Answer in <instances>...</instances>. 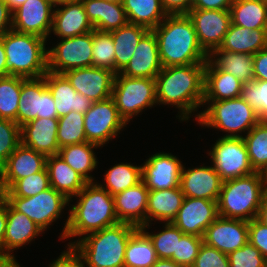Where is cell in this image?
Here are the masks:
<instances>
[{
  "instance_id": "1",
  "label": "cell",
  "mask_w": 267,
  "mask_h": 267,
  "mask_svg": "<svg viewBox=\"0 0 267 267\" xmlns=\"http://www.w3.org/2000/svg\"><path fill=\"white\" fill-rule=\"evenodd\" d=\"M205 65L163 67L155 78L157 105L175 106L179 110L176 118L182 122L193 115L197 121L204 99Z\"/></svg>"
},
{
  "instance_id": "2",
  "label": "cell",
  "mask_w": 267,
  "mask_h": 267,
  "mask_svg": "<svg viewBox=\"0 0 267 267\" xmlns=\"http://www.w3.org/2000/svg\"><path fill=\"white\" fill-rule=\"evenodd\" d=\"M74 197L76 203L69 204L68 216L59 236L61 241L72 238L66 246L74 244L73 238L80 240L87 234L119 223L113 196L97 181L88 182Z\"/></svg>"
},
{
  "instance_id": "3",
  "label": "cell",
  "mask_w": 267,
  "mask_h": 267,
  "mask_svg": "<svg viewBox=\"0 0 267 267\" xmlns=\"http://www.w3.org/2000/svg\"><path fill=\"white\" fill-rule=\"evenodd\" d=\"M153 32L162 67L207 62L208 55L199 45L193 22L187 14H168Z\"/></svg>"
},
{
  "instance_id": "4",
  "label": "cell",
  "mask_w": 267,
  "mask_h": 267,
  "mask_svg": "<svg viewBox=\"0 0 267 267\" xmlns=\"http://www.w3.org/2000/svg\"><path fill=\"white\" fill-rule=\"evenodd\" d=\"M135 225L119 222L74 240L72 247L86 267H124L125 250Z\"/></svg>"
},
{
  "instance_id": "5",
  "label": "cell",
  "mask_w": 267,
  "mask_h": 267,
  "mask_svg": "<svg viewBox=\"0 0 267 267\" xmlns=\"http://www.w3.org/2000/svg\"><path fill=\"white\" fill-rule=\"evenodd\" d=\"M266 192V179L258 171L224 181L217 201L218 215L246 221L255 219Z\"/></svg>"
},
{
  "instance_id": "6",
  "label": "cell",
  "mask_w": 267,
  "mask_h": 267,
  "mask_svg": "<svg viewBox=\"0 0 267 267\" xmlns=\"http://www.w3.org/2000/svg\"><path fill=\"white\" fill-rule=\"evenodd\" d=\"M8 76L41 78L48 72L47 39L13 29L2 37Z\"/></svg>"
},
{
  "instance_id": "7",
  "label": "cell",
  "mask_w": 267,
  "mask_h": 267,
  "mask_svg": "<svg viewBox=\"0 0 267 267\" xmlns=\"http://www.w3.org/2000/svg\"><path fill=\"white\" fill-rule=\"evenodd\" d=\"M202 110L197 124L225 132L223 137L243 138L259 122L257 113L242 97L203 101Z\"/></svg>"
},
{
  "instance_id": "8",
  "label": "cell",
  "mask_w": 267,
  "mask_h": 267,
  "mask_svg": "<svg viewBox=\"0 0 267 267\" xmlns=\"http://www.w3.org/2000/svg\"><path fill=\"white\" fill-rule=\"evenodd\" d=\"M112 98L127 124L147 108L157 106L156 81L151 78L115 74ZM140 113V114H139Z\"/></svg>"
},
{
  "instance_id": "9",
  "label": "cell",
  "mask_w": 267,
  "mask_h": 267,
  "mask_svg": "<svg viewBox=\"0 0 267 267\" xmlns=\"http://www.w3.org/2000/svg\"><path fill=\"white\" fill-rule=\"evenodd\" d=\"M4 199L15 210L29 217L43 231H47L49 226H52L62 216L66 206H69V199L52 187L35 196H4Z\"/></svg>"
},
{
  "instance_id": "10",
  "label": "cell",
  "mask_w": 267,
  "mask_h": 267,
  "mask_svg": "<svg viewBox=\"0 0 267 267\" xmlns=\"http://www.w3.org/2000/svg\"><path fill=\"white\" fill-rule=\"evenodd\" d=\"M211 147L207 154L223 182L256 172L251 166L243 138L220 136Z\"/></svg>"
},
{
  "instance_id": "11",
  "label": "cell",
  "mask_w": 267,
  "mask_h": 267,
  "mask_svg": "<svg viewBox=\"0 0 267 267\" xmlns=\"http://www.w3.org/2000/svg\"><path fill=\"white\" fill-rule=\"evenodd\" d=\"M127 123L120 116L112 97L93 102L84 114L86 141L103 148L121 133Z\"/></svg>"
},
{
  "instance_id": "12",
  "label": "cell",
  "mask_w": 267,
  "mask_h": 267,
  "mask_svg": "<svg viewBox=\"0 0 267 267\" xmlns=\"http://www.w3.org/2000/svg\"><path fill=\"white\" fill-rule=\"evenodd\" d=\"M58 41L56 45L47 48L49 72L63 74L92 66L93 31Z\"/></svg>"
},
{
  "instance_id": "13",
  "label": "cell",
  "mask_w": 267,
  "mask_h": 267,
  "mask_svg": "<svg viewBox=\"0 0 267 267\" xmlns=\"http://www.w3.org/2000/svg\"><path fill=\"white\" fill-rule=\"evenodd\" d=\"M36 118H58L55 101L44 77L27 78L21 86L17 124L21 127Z\"/></svg>"
},
{
  "instance_id": "14",
  "label": "cell",
  "mask_w": 267,
  "mask_h": 267,
  "mask_svg": "<svg viewBox=\"0 0 267 267\" xmlns=\"http://www.w3.org/2000/svg\"><path fill=\"white\" fill-rule=\"evenodd\" d=\"M187 15L193 22L199 45L209 56L220 47L229 30L230 10L191 9Z\"/></svg>"
},
{
  "instance_id": "15",
  "label": "cell",
  "mask_w": 267,
  "mask_h": 267,
  "mask_svg": "<svg viewBox=\"0 0 267 267\" xmlns=\"http://www.w3.org/2000/svg\"><path fill=\"white\" fill-rule=\"evenodd\" d=\"M54 7L49 0H26L12 11V29L49 40Z\"/></svg>"
},
{
  "instance_id": "16",
  "label": "cell",
  "mask_w": 267,
  "mask_h": 267,
  "mask_svg": "<svg viewBox=\"0 0 267 267\" xmlns=\"http://www.w3.org/2000/svg\"><path fill=\"white\" fill-rule=\"evenodd\" d=\"M142 167V181L149 190H164L180 186L182 161L172 153H154Z\"/></svg>"
},
{
  "instance_id": "17",
  "label": "cell",
  "mask_w": 267,
  "mask_h": 267,
  "mask_svg": "<svg viewBox=\"0 0 267 267\" xmlns=\"http://www.w3.org/2000/svg\"><path fill=\"white\" fill-rule=\"evenodd\" d=\"M63 75L71 86L92 102L112 97L115 73L95 66L69 70Z\"/></svg>"
},
{
  "instance_id": "18",
  "label": "cell",
  "mask_w": 267,
  "mask_h": 267,
  "mask_svg": "<svg viewBox=\"0 0 267 267\" xmlns=\"http://www.w3.org/2000/svg\"><path fill=\"white\" fill-rule=\"evenodd\" d=\"M218 216L217 201L185 197L172 223L184 234L203 238L207 227Z\"/></svg>"
},
{
  "instance_id": "19",
  "label": "cell",
  "mask_w": 267,
  "mask_h": 267,
  "mask_svg": "<svg viewBox=\"0 0 267 267\" xmlns=\"http://www.w3.org/2000/svg\"><path fill=\"white\" fill-rule=\"evenodd\" d=\"M203 242L229 254L248 242V221L218 216L206 229Z\"/></svg>"
},
{
  "instance_id": "20",
  "label": "cell",
  "mask_w": 267,
  "mask_h": 267,
  "mask_svg": "<svg viewBox=\"0 0 267 267\" xmlns=\"http://www.w3.org/2000/svg\"><path fill=\"white\" fill-rule=\"evenodd\" d=\"M223 181L212 165L188 168L183 165L180 187L185 197L218 201Z\"/></svg>"
},
{
  "instance_id": "21",
  "label": "cell",
  "mask_w": 267,
  "mask_h": 267,
  "mask_svg": "<svg viewBox=\"0 0 267 267\" xmlns=\"http://www.w3.org/2000/svg\"><path fill=\"white\" fill-rule=\"evenodd\" d=\"M94 30L81 0H70L56 4L53 12L52 28L58 39L86 34Z\"/></svg>"
},
{
  "instance_id": "22",
  "label": "cell",
  "mask_w": 267,
  "mask_h": 267,
  "mask_svg": "<svg viewBox=\"0 0 267 267\" xmlns=\"http://www.w3.org/2000/svg\"><path fill=\"white\" fill-rule=\"evenodd\" d=\"M47 156L20 144L0 168V182L7 190L15 181L42 171Z\"/></svg>"
},
{
  "instance_id": "23",
  "label": "cell",
  "mask_w": 267,
  "mask_h": 267,
  "mask_svg": "<svg viewBox=\"0 0 267 267\" xmlns=\"http://www.w3.org/2000/svg\"><path fill=\"white\" fill-rule=\"evenodd\" d=\"M162 68L155 33L148 30L139 40L133 56L120 74L155 79Z\"/></svg>"
},
{
  "instance_id": "24",
  "label": "cell",
  "mask_w": 267,
  "mask_h": 267,
  "mask_svg": "<svg viewBox=\"0 0 267 267\" xmlns=\"http://www.w3.org/2000/svg\"><path fill=\"white\" fill-rule=\"evenodd\" d=\"M58 118H36L20 127L21 144L46 156L57 155Z\"/></svg>"
},
{
  "instance_id": "25",
  "label": "cell",
  "mask_w": 267,
  "mask_h": 267,
  "mask_svg": "<svg viewBox=\"0 0 267 267\" xmlns=\"http://www.w3.org/2000/svg\"><path fill=\"white\" fill-rule=\"evenodd\" d=\"M43 77L55 101L58 118L71 111L85 114L89 110L93 102L78 93L63 74L48 71Z\"/></svg>"
},
{
  "instance_id": "26",
  "label": "cell",
  "mask_w": 267,
  "mask_h": 267,
  "mask_svg": "<svg viewBox=\"0 0 267 267\" xmlns=\"http://www.w3.org/2000/svg\"><path fill=\"white\" fill-rule=\"evenodd\" d=\"M44 232L24 213L18 212L7 202V222L3 242V255L15 256L14 250L31 244Z\"/></svg>"
},
{
  "instance_id": "27",
  "label": "cell",
  "mask_w": 267,
  "mask_h": 267,
  "mask_svg": "<svg viewBox=\"0 0 267 267\" xmlns=\"http://www.w3.org/2000/svg\"><path fill=\"white\" fill-rule=\"evenodd\" d=\"M149 189L139 182L114 196L115 211L119 222L140 228L146 224Z\"/></svg>"
},
{
  "instance_id": "28",
  "label": "cell",
  "mask_w": 267,
  "mask_h": 267,
  "mask_svg": "<svg viewBox=\"0 0 267 267\" xmlns=\"http://www.w3.org/2000/svg\"><path fill=\"white\" fill-rule=\"evenodd\" d=\"M185 196L181 187L164 190H149L146 224L156 221L172 222L182 206Z\"/></svg>"
},
{
  "instance_id": "29",
  "label": "cell",
  "mask_w": 267,
  "mask_h": 267,
  "mask_svg": "<svg viewBox=\"0 0 267 267\" xmlns=\"http://www.w3.org/2000/svg\"><path fill=\"white\" fill-rule=\"evenodd\" d=\"M243 83L234 75L219 70L209 59L205 65L203 101H222L241 96Z\"/></svg>"
},
{
  "instance_id": "30",
  "label": "cell",
  "mask_w": 267,
  "mask_h": 267,
  "mask_svg": "<svg viewBox=\"0 0 267 267\" xmlns=\"http://www.w3.org/2000/svg\"><path fill=\"white\" fill-rule=\"evenodd\" d=\"M46 168L51 187L64 194L69 199V203L73 202L74 196L88 183L59 154L47 156Z\"/></svg>"
},
{
  "instance_id": "31",
  "label": "cell",
  "mask_w": 267,
  "mask_h": 267,
  "mask_svg": "<svg viewBox=\"0 0 267 267\" xmlns=\"http://www.w3.org/2000/svg\"><path fill=\"white\" fill-rule=\"evenodd\" d=\"M81 2L95 30L111 32L128 23L122 3L106 0H81Z\"/></svg>"
},
{
  "instance_id": "32",
  "label": "cell",
  "mask_w": 267,
  "mask_h": 267,
  "mask_svg": "<svg viewBox=\"0 0 267 267\" xmlns=\"http://www.w3.org/2000/svg\"><path fill=\"white\" fill-rule=\"evenodd\" d=\"M267 47V28L250 30L231 23L218 50L255 54Z\"/></svg>"
},
{
  "instance_id": "33",
  "label": "cell",
  "mask_w": 267,
  "mask_h": 267,
  "mask_svg": "<svg viewBox=\"0 0 267 267\" xmlns=\"http://www.w3.org/2000/svg\"><path fill=\"white\" fill-rule=\"evenodd\" d=\"M100 146L84 142L80 144L67 145L59 150V155L76 172L82 175L87 182H94L95 177L91 174L98 167V158L94 149Z\"/></svg>"
},
{
  "instance_id": "34",
  "label": "cell",
  "mask_w": 267,
  "mask_h": 267,
  "mask_svg": "<svg viewBox=\"0 0 267 267\" xmlns=\"http://www.w3.org/2000/svg\"><path fill=\"white\" fill-rule=\"evenodd\" d=\"M147 31L144 26L127 23L110 32L115 49V74L120 73L128 64L139 40Z\"/></svg>"
},
{
  "instance_id": "35",
  "label": "cell",
  "mask_w": 267,
  "mask_h": 267,
  "mask_svg": "<svg viewBox=\"0 0 267 267\" xmlns=\"http://www.w3.org/2000/svg\"><path fill=\"white\" fill-rule=\"evenodd\" d=\"M128 23L141 25L148 30L156 28L166 17L161 0H123Z\"/></svg>"
},
{
  "instance_id": "36",
  "label": "cell",
  "mask_w": 267,
  "mask_h": 267,
  "mask_svg": "<svg viewBox=\"0 0 267 267\" xmlns=\"http://www.w3.org/2000/svg\"><path fill=\"white\" fill-rule=\"evenodd\" d=\"M208 59L219 70L234 75L243 84L254 80L253 54L215 49Z\"/></svg>"
},
{
  "instance_id": "37",
  "label": "cell",
  "mask_w": 267,
  "mask_h": 267,
  "mask_svg": "<svg viewBox=\"0 0 267 267\" xmlns=\"http://www.w3.org/2000/svg\"><path fill=\"white\" fill-rule=\"evenodd\" d=\"M231 22L248 28H267V0H233Z\"/></svg>"
},
{
  "instance_id": "38",
  "label": "cell",
  "mask_w": 267,
  "mask_h": 267,
  "mask_svg": "<svg viewBox=\"0 0 267 267\" xmlns=\"http://www.w3.org/2000/svg\"><path fill=\"white\" fill-rule=\"evenodd\" d=\"M105 182L99 183L113 197L142 181L141 165L119 162L105 171Z\"/></svg>"
},
{
  "instance_id": "39",
  "label": "cell",
  "mask_w": 267,
  "mask_h": 267,
  "mask_svg": "<svg viewBox=\"0 0 267 267\" xmlns=\"http://www.w3.org/2000/svg\"><path fill=\"white\" fill-rule=\"evenodd\" d=\"M158 257L149 237L138 228L129 238L124 267H151Z\"/></svg>"
},
{
  "instance_id": "40",
  "label": "cell",
  "mask_w": 267,
  "mask_h": 267,
  "mask_svg": "<svg viewBox=\"0 0 267 267\" xmlns=\"http://www.w3.org/2000/svg\"><path fill=\"white\" fill-rule=\"evenodd\" d=\"M251 166L262 172L267 167V122L259 121L244 137Z\"/></svg>"
},
{
  "instance_id": "41",
  "label": "cell",
  "mask_w": 267,
  "mask_h": 267,
  "mask_svg": "<svg viewBox=\"0 0 267 267\" xmlns=\"http://www.w3.org/2000/svg\"><path fill=\"white\" fill-rule=\"evenodd\" d=\"M26 79L13 75L0 77V118L17 123L21 86Z\"/></svg>"
},
{
  "instance_id": "42",
  "label": "cell",
  "mask_w": 267,
  "mask_h": 267,
  "mask_svg": "<svg viewBox=\"0 0 267 267\" xmlns=\"http://www.w3.org/2000/svg\"><path fill=\"white\" fill-rule=\"evenodd\" d=\"M163 229L160 231L148 232L151 224H145L140 229L149 237L156 255L161 259H171L173 253H176L177 238H181L184 233L172 222L162 223ZM148 230V231H147Z\"/></svg>"
},
{
  "instance_id": "43",
  "label": "cell",
  "mask_w": 267,
  "mask_h": 267,
  "mask_svg": "<svg viewBox=\"0 0 267 267\" xmlns=\"http://www.w3.org/2000/svg\"><path fill=\"white\" fill-rule=\"evenodd\" d=\"M57 140L59 148L87 142L84 131V114L71 111L58 118Z\"/></svg>"
},
{
  "instance_id": "44",
  "label": "cell",
  "mask_w": 267,
  "mask_h": 267,
  "mask_svg": "<svg viewBox=\"0 0 267 267\" xmlns=\"http://www.w3.org/2000/svg\"><path fill=\"white\" fill-rule=\"evenodd\" d=\"M92 66L115 73V49L110 32L93 30Z\"/></svg>"
},
{
  "instance_id": "45",
  "label": "cell",
  "mask_w": 267,
  "mask_h": 267,
  "mask_svg": "<svg viewBox=\"0 0 267 267\" xmlns=\"http://www.w3.org/2000/svg\"><path fill=\"white\" fill-rule=\"evenodd\" d=\"M50 187L49 174L45 167L42 171L15 181L4 191V196L31 197Z\"/></svg>"
},
{
  "instance_id": "46",
  "label": "cell",
  "mask_w": 267,
  "mask_h": 267,
  "mask_svg": "<svg viewBox=\"0 0 267 267\" xmlns=\"http://www.w3.org/2000/svg\"><path fill=\"white\" fill-rule=\"evenodd\" d=\"M240 97L257 113L259 121L267 122V81L254 79L243 84Z\"/></svg>"
},
{
  "instance_id": "47",
  "label": "cell",
  "mask_w": 267,
  "mask_h": 267,
  "mask_svg": "<svg viewBox=\"0 0 267 267\" xmlns=\"http://www.w3.org/2000/svg\"><path fill=\"white\" fill-rule=\"evenodd\" d=\"M20 144V126L15 121L0 118V168Z\"/></svg>"
},
{
  "instance_id": "48",
  "label": "cell",
  "mask_w": 267,
  "mask_h": 267,
  "mask_svg": "<svg viewBox=\"0 0 267 267\" xmlns=\"http://www.w3.org/2000/svg\"><path fill=\"white\" fill-rule=\"evenodd\" d=\"M202 244V237L184 234L177 238L176 253H173L171 260L183 267H192Z\"/></svg>"
},
{
  "instance_id": "49",
  "label": "cell",
  "mask_w": 267,
  "mask_h": 267,
  "mask_svg": "<svg viewBox=\"0 0 267 267\" xmlns=\"http://www.w3.org/2000/svg\"><path fill=\"white\" fill-rule=\"evenodd\" d=\"M230 267H267V260L249 241L228 254Z\"/></svg>"
},
{
  "instance_id": "50",
  "label": "cell",
  "mask_w": 267,
  "mask_h": 267,
  "mask_svg": "<svg viewBox=\"0 0 267 267\" xmlns=\"http://www.w3.org/2000/svg\"><path fill=\"white\" fill-rule=\"evenodd\" d=\"M192 267H230V262L228 254L203 242Z\"/></svg>"
},
{
  "instance_id": "51",
  "label": "cell",
  "mask_w": 267,
  "mask_h": 267,
  "mask_svg": "<svg viewBox=\"0 0 267 267\" xmlns=\"http://www.w3.org/2000/svg\"><path fill=\"white\" fill-rule=\"evenodd\" d=\"M248 241L255 246L267 260V226L256 218L248 221Z\"/></svg>"
},
{
  "instance_id": "52",
  "label": "cell",
  "mask_w": 267,
  "mask_h": 267,
  "mask_svg": "<svg viewBox=\"0 0 267 267\" xmlns=\"http://www.w3.org/2000/svg\"><path fill=\"white\" fill-rule=\"evenodd\" d=\"M65 247L67 249H64L48 267H86L85 262L72 246Z\"/></svg>"
},
{
  "instance_id": "53",
  "label": "cell",
  "mask_w": 267,
  "mask_h": 267,
  "mask_svg": "<svg viewBox=\"0 0 267 267\" xmlns=\"http://www.w3.org/2000/svg\"><path fill=\"white\" fill-rule=\"evenodd\" d=\"M253 70L255 80L267 81V47L253 55Z\"/></svg>"
},
{
  "instance_id": "54",
  "label": "cell",
  "mask_w": 267,
  "mask_h": 267,
  "mask_svg": "<svg viewBox=\"0 0 267 267\" xmlns=\"http://www.w3.org/2000/svg\"><path fill=\"white\" fill-rule=\"evenodd\" d=\"M167 14H187L192 9L193 0H161Z\"/></svg>"
},
{
  "instance_id": "55",
  "label": "cell",
  "mask_w": 267,
  "mask_h": 267,
  "mask_svg": "<svg viewBox=\"0 0 267 267\" xmlns=\"http://www.w3.org/2000/svg\"><path fill=\"white\" fill-rule=\"evenodd\" d=\"M233 0H193L192 9L230 10Z\"/></svg>"
},
{
  "instance_id": "56",
  "label": "cell",
  "mask_w": 267,
  "mask_h": 267,
  "mask_svg": "<svg viewBox=\"0 0 267 267\" xmlns=\"http://www.w3.org/2000/svg\"><path fill=\"white\" fill-rule=\"evenodd\" d=\"M12 29V11L4 0H0V38Z\"/></svg>"
},
{
  "instance_id": "57",
  "label": "cell",
  "mask_w": 267,
  "mask_h": 267,
  "mask_svg": "<svg viewBox=\"0 0 267 267\" xmlns=\"http://www.w3.org/2000/svg\"><path fill=\"white\" fill-rule=\"evenodd\" d=\"M7 222V201L3 199L0 202V255H3V242L5 238Z\"/></svg>"
},
{
  "instance_id": "58",
  "label": "cell",
  "mask_w": 267,
  "mask_h": 267,
  "mask_svg": "<svg viewBox=\"0 0 267 267\" xmlns=\"http://www.w3.org/2000/svg\"><path fill=\"white\" fill-rule=\"evenodd\" d=\"M6 53L2 38H0V77L8 76V68L6 64Z\"/></svg>"
},
{
  "instance_id": "59",
  "label": "cell",
  "mask_w": 267,
  "mask_h": 267,
  "mask_svg": "<svg viewBox=\"0 0 267 267\" xmlns=\"http://www.w3.org/2000/svg\"><path fill=\"white\" fill-rule=\"evenodd\" d=\"M256 219L267 226V192L263 196Z\"/></svg>"
},
{
  "instance_id": "60",
  "label": "cell",
  "mask_w": 267,
  "mask_h": 267,
  "mask_svg": "<svg viewBox=\"0 0 267 267\" xmlns=\"http://www.w3.org/2000/svg\"><path fill=\"white\" fill-rule=\"evenodd\" d=\"M20 265L16 256L0 255V267H22Z\"/></svg>"
},
{
  "instance_id": "61",
  "label": "cell",
  "mask_w": 267,
  "mask_h": 267,
  "mask_svg": "<svg viewBox=\"0 0 267 267\" xmlns=\"http://www.w3.org/2000/svg\"><path fill=\"white\" fill-rule=\"evenodd\" d=\"M151 267H183L171 259H161L158 260Z\"/></svg>"
},
{
  "instance_id": "62",
  "label": "cell",
  "mask_w": 267,
  "mask_h": 267,
  "mask_svg": "<svg viewBox=\"0 0 267 267\" xmlns=\"http://www.w3.org/2000/svg\"><path fill=\"white\" fill-rule=\"evenodd\" d=\"M7 3V6L11 11L18 8L20 5H22L26 0H4Z\"/></svg>"
},
{
  "instance_id": "63",
  "label": "cell",
  "mask_w": 267,
  "mask_h": 267,
  "mask_svg": "<svg viewBox=\"0 0 267 267\" xmlns=\"http://www.w3.org/2000/svg\"><path fill=\"white\" fill-rule=\"evenodd\" d=\"M4 199V190L2 188V184L0 182V202Z\"/></svg>"
},
{
  "instance_id": "64",
  "label": "cell",
  "mask_w": 267,
  "mask_h": 267,
  "mask_svg": "<svg viewBox=\"0 0 267 267\" xmlns=\"http://www.w3.org/2000/svg\"><path fill=\"white\" fill-rule=\"evenodd\" d=\"M49 1H51L54 5H56V4L63 3L66 1H70V0H49Z\"/></svg>"
},
{
  "instance_id": "65",
  "label": "cell",
  "mask_w": 267,
  "mask_h": 267,
  "mask_svg": "<svg viewBox=\"0 0 267 267\" xmlns=\"http://www.w3.org/2000/svg\"><path fill=\"white\" fill-rule=\"evenodd\" d=\"M264 176V178L266 179L267 182V167L261 172Z\"/></svg>"
},
{
  "instance_id": "66",
  "label": "cell",
  "mask_w": 267,
  "mask_h": 267,
  "mask_svg": "<svg viewBox=\"0 0 267 267\" xmlns=\"http://www.w3.org/2000/svg\"><path fill=\"white\" fill-rule=\"evenodd\" d=\"M113 3H123V0H106Z\"/></svg>"
}]
</instances>
